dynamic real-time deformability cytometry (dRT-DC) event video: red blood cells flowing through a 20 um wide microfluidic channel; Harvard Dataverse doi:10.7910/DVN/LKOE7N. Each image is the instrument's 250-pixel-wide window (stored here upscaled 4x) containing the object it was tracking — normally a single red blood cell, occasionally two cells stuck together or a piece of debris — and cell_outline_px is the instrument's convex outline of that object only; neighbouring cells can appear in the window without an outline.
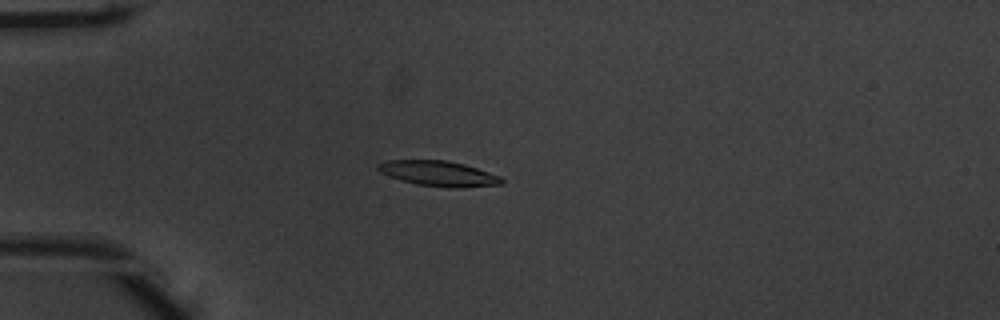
{"species": "common noctule bat (a hibernating species)", "species_latin": "Nyctalus noctula", "temperature_condition": "warm", "stored_images_in_passage": 54, "camera_frame_rate_fps": 3000, "um_per_image_px": 0.085, "animal": {"sex": "male", "body_mass_g": 20.1, "forearm_length_mm": 53.5}, "frame": {"image": 1, "passage_image": 16, "time_ms": 5.0, "image_size_px": [1000, 320], "cell_outline_px": [[504, 180], [500, 184], [460, 188], [448, 188], [416, 184], [400, 180], [380, 172], [376, 168], [376, 164], [388, 160], [448, 160], [464, 164], [500, 176]], "centroid_in_image_um": [37.25, 14.75], "position_along_channel_um": 47.8, "area_um2": 18.21}}
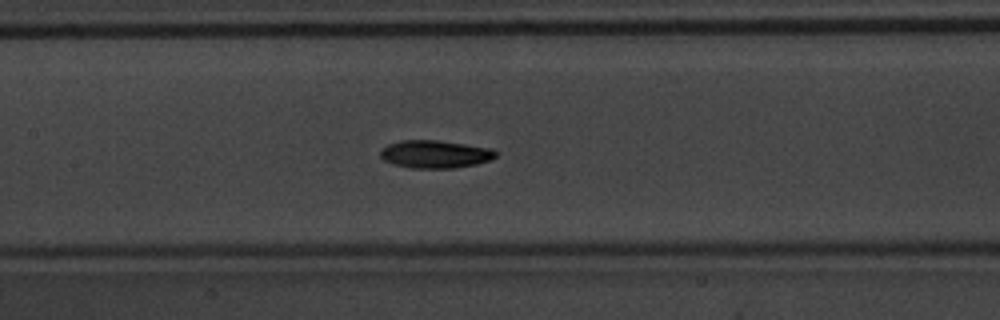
{"frame": {"image": 2, "passage_image": 27, "time_ms": 8.667, "image_size_px": [1000, 320], "cell_outline_px": [[500, 152], [496, 156], [488, 160], [476, 164], [456, 168], [412, 168], [396, 164], [384, 160], [380, 156], [380, 148], [388, 144], [400, 140], [436, 140], [492, 148]], "centroid_in_image_um": [36.99, 13.09], "position_along_channel_um": 170.4, "area_um2": 18.73}}
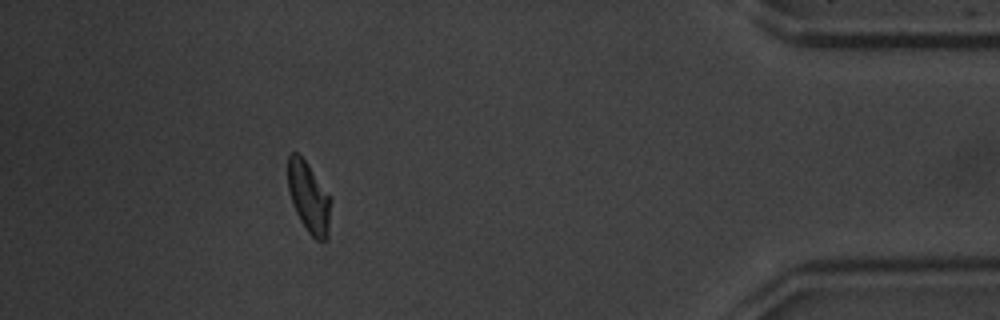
{"frame": {"image": 3, "passage_image": 49, "time_ms": 16.0, "image_size_px": [1000, 320], "cell_outline_px": [[332, 200], [328, 240], [316, 240], [308, 232], [300, 220], [296, 212], [288, 192], [288, 156], [292, 152], [296, 152], [308, 164]], "centroid_in_image_um": [26.26, 16.81], "position_along_channel_um": 408.9, "area_um2": 17.69}, "authors_computed_cell_mechanics": {"area_um2": 17.629, "velocity_mm_per_s": 3.8993, "shape_relaxation_time_tau1_ms": 3.0823, "shape_relaxation_time_tau2_ms": 6.4486, "deformation_change_tau1": 0.1366, "deformation_change_tau2": 0.1425}}